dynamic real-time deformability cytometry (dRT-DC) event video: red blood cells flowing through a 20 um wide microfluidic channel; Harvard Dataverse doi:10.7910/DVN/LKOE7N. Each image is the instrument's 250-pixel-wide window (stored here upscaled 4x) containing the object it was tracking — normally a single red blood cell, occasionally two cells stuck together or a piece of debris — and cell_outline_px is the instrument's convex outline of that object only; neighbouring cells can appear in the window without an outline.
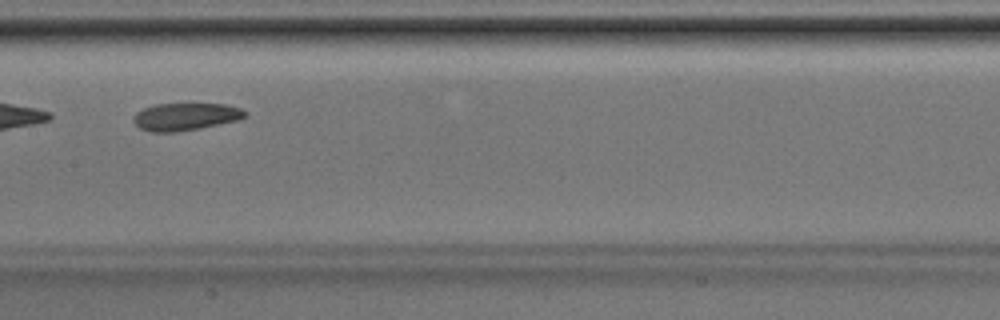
{"species": "Egyptian fruit bat (a non-hibernating species)", "species_latin": "Rousettus aegyptiacus", "temperature_condition": "room temperature", "stored_images_in_passage": 8, "camera_frame_rate_fps": 3000, "um_per_image_px": 0.085, "animal": {"sex": "male"}, "frame": {"image": 1, "passage_image": 7, "time_ms": 2.0, "image_size_px": [1000, 320], "cell_outline_px": [[248, 112], [240, 120], [200, 128], [176, 132], [152, 132], [140, 128], [132, 120], [132, 116], [136, 112], [144, 108], [156, 104], [224, 104], [240, 108]], "centroid_in_image_um": [15.76, 9.92], "position_along_channel_um": 191.6, "area_um2": 17.86}}